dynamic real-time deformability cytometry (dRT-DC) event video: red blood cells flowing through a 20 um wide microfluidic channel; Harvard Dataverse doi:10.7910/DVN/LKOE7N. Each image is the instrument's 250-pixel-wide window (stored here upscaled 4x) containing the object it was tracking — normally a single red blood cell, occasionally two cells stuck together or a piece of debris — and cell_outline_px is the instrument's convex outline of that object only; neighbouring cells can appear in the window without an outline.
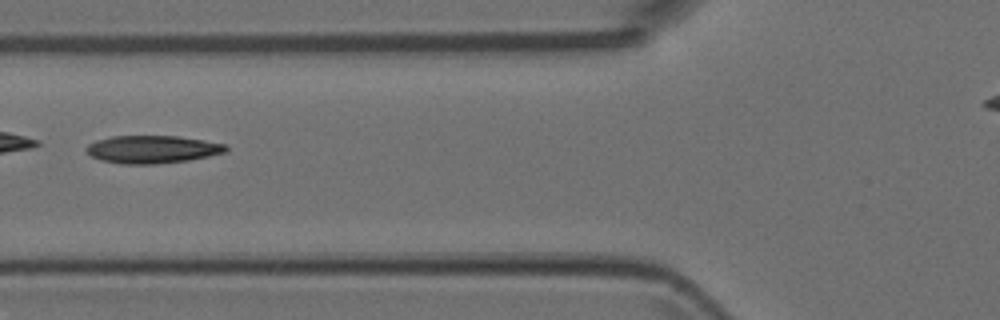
{"species": "Egyptian fruit bat (a non-hibernating species)", "species_latin": "Rousettus aegyptiacus", "temperature_condition": "room temperature", "stored_images_in_passage": 2, "camera_frame_rate_fps": 3000, "um_per_image_px": 0.085, "animal": {"sex": "female"}, "frame": {"image": 1, "passage_image": 2, "time_ms": 0.333, "image_size_px": [1000, 320], "cell_outline_px": [[228, 148], [224, 152], [208, 156], [188, 160], [156, 164], [120, 164], [100, 160], [92, 156], [84, 148], [88, 144], [96, 140], [112, 136], [176, 136], [204, 140], [228, 144]], "centroid_in_image_um": [12.93, 12.69], "position_along_channel_um": 112.9, "area_um2": 22.6}}